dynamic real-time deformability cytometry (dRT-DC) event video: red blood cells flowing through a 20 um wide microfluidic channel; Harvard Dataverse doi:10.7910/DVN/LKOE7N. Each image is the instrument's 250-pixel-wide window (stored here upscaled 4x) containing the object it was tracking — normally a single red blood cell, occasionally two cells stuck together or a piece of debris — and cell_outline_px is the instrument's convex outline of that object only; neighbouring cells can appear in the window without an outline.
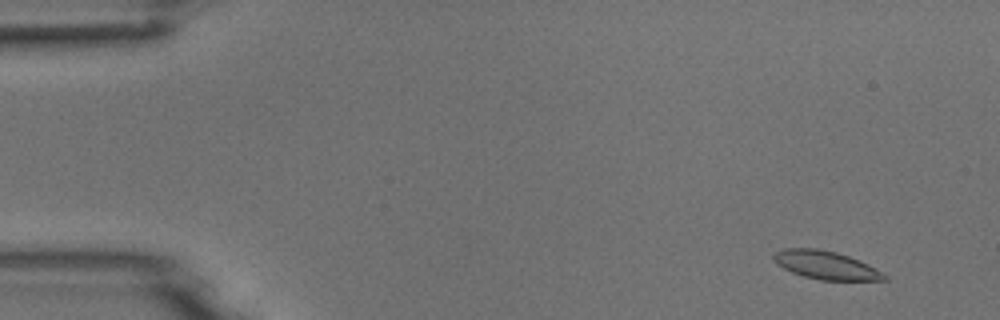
{"species": "common noctule bat (a hibernating species)", "species_latin": "Nyctalus noctula", "temperature_condition": "room temperature", "stored_images_in_passage": 51, "camera_frame_rate_fps": 3000, "um_per_image_px": 0.085, "animal": {"sex": "male", "body_mass_g": 18.8}, "frame": {"image": 1, "passage_image": 3, "time_ms": 0.667, "image_size_px": [1000, 320], "cell_outline_px": [[888, 280], [820, 280], [804, 276], [792, 272], [776, 264], [772, 260], [772, 256], [776, 252], [784, 248], [816, 248], [836, 252], [860, 260], [868, 264], [888, 276]], "centroid_in_image_um": [70.18, 22.53], "position_along_channel_um": 14.8, "area_um2": 18.21}}
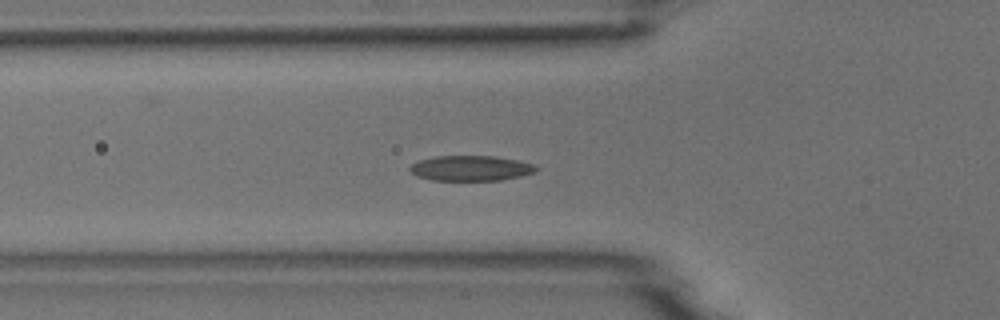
{"frame": {"image": 2, "passage_image": 17, "time_ms": 5.333, "image_size_px": [1000, 320], "cell_outline_px": [[540, 168], [536, 172], [520, 176], [500, 180], [432, 180], [416, 176], [408, 168], [412, 164], [420, 160], [436, 156], [496, 156], [536, 164]], "centroid_in_image_um": [40.05, 14.29], "position_along_channel_um": 85.7, "area_um2": 18.61}}
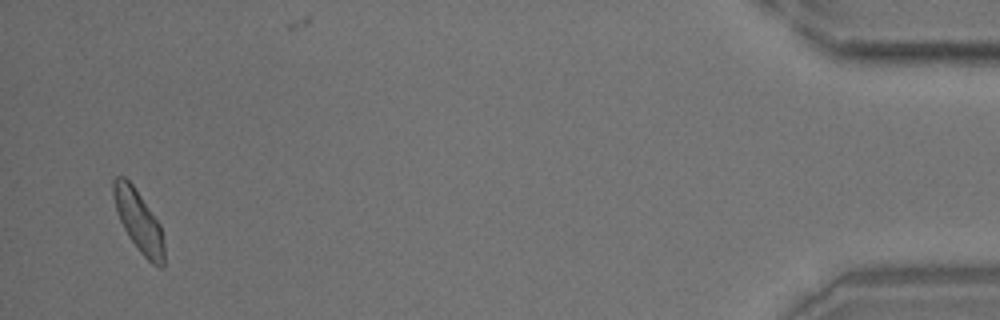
{"frame": {"image": 3, "passage_image": 49, "time_ms": 16.0, "image_size_px": [1000, 320], "cell_outline_px": [[164, 268], [160, 268], [152, 264], [140, 252], [128, 236], [120, 220], [116, 208], [112, 192], [112, 180], [116, 176], [124, 176], [132, 184], [160, 224], [164, 244]], "centroid_in_image_um": [11.79, 18.8], "position_along_channel_um": 423.4, "area_um2": 18.03}}